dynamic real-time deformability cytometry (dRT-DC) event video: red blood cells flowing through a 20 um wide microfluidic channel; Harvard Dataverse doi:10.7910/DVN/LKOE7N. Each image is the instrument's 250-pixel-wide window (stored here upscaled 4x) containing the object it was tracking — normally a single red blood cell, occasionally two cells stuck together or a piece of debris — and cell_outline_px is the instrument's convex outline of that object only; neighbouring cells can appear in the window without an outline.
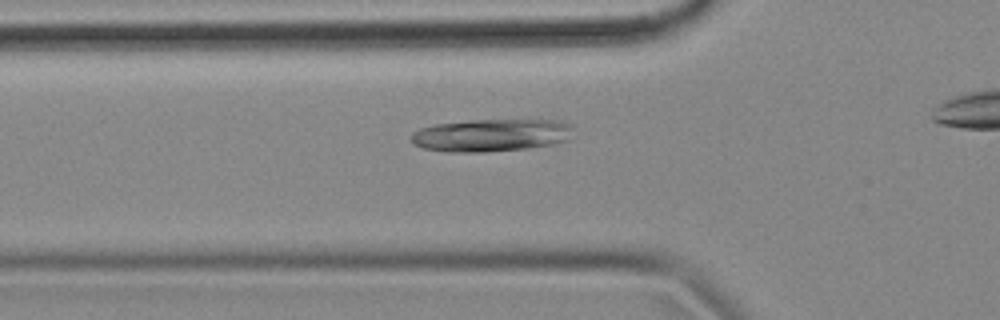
{"species": "common noctule bat (a hibernating species)", "species_latin": "Nyctalus noctula", "temperature_condition": "cold", "stored_images_in_passage": 32, "camera_frame_rate_fps": 3000, "um_per_image_px": 0.085, "animal": {"sex": "female", "body_mass_g": 18.4}, "frame": {"image": 1, "passage_image": 5, "time_ms": 1.333, "image_size_px": [1000, 320], "cell_outline_px": [[572, 124], [568, 140], [552, 144], [524, 148], [484, 152], [452, 152], [424, 148], [412, 144], [408, 136], [412, 132], [420, 128], [436, 124], [472, 120], [564, 120]], "centroid_in_image_um": [41.71, 11.48], "position_along_channel_um": 84.1, "area_um2": 30.81}}
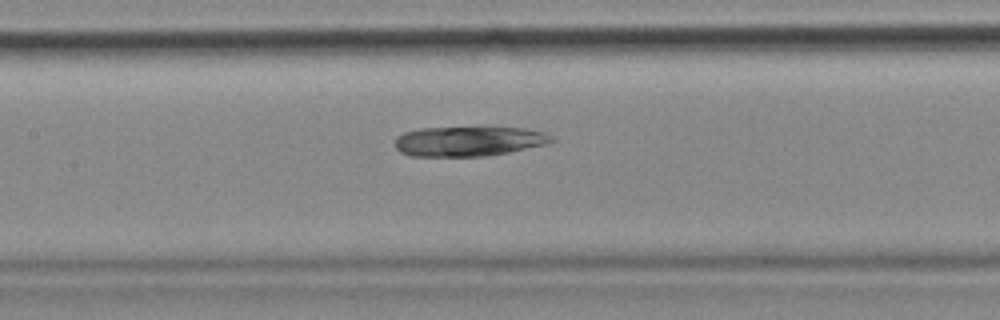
{"frame": {"image": 2, "passage_image": 12, "time_ms": 3.667, "image_size_px": [1000, 320], "cell_outline_px": [[556, 140], [544, 144], [508, 152], [484, 156], [412, 156], [400, 152], [396, 148], [396, 136], [404, 132], [420, 128], [528, 128], [544, 132], [552, 136]], "centroid_in_image_um": [39.82, 12.0], "position_along_channel_um": 167.6, "area_um2": 26.93}}
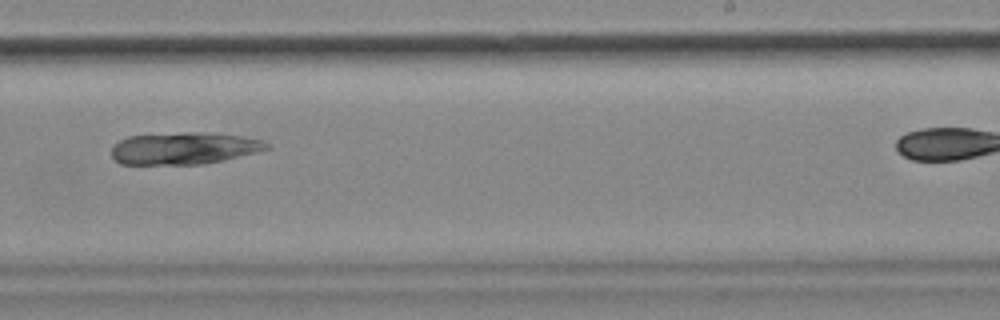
{"frame": {"image": 3, "passage_image": 21, "time_ms": 6.667, "image_size_px": [1000, 320], "cell_outline_px": [[272, 148], [224, 160], [200, 164], [120, 164], [112, 156], [112, 148], [120, 140], [128, 136], [184, 132], [200, 132], [244, 136], [264, 140], [272, 144]], "centroid_in_image_um": [15.7, 12.6], "position_along_channel_um": 273.3, "area_um2": 29.02}}